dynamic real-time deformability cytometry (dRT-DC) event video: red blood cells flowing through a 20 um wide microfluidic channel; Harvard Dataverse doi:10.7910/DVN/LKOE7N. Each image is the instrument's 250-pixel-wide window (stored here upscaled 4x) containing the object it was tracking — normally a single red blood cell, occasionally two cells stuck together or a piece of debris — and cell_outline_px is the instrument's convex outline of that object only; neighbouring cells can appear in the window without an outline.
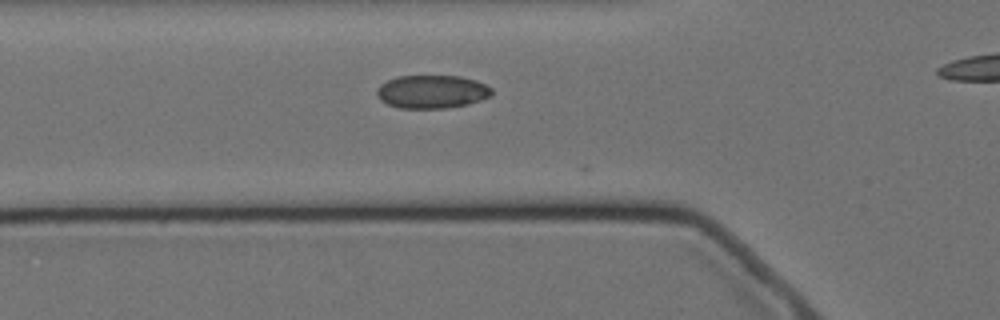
{"species": "Egyptian fruit bat (a non-hibernating species)", "species_latin": "Rousettus aegyptiacus", "temperature_condition": "cold", "stored_images_in_passage": 6, "camera_frame_rate_fps": 3000, "um_per_image_px": 0.085, "animal": {"sex": "female"}, "frame": {"image": 1, "passage_image": 5, "time_ms": 1.333, "image_size_px": [1000, 320], "cell_outline_px": [[492, 92], [488, 96], [480, 100], [468, 104], [444, 108], [400, 108], [388, 104], [380, 100], [376, 96], [376, 92], [380, 84], [396, 76], [460, 76], [476, 80], [492, 88]], "centroid_in_image_um": [36.68, 7.79], "position_along_channel_um": 89.1, "area_um2": 22.2}}